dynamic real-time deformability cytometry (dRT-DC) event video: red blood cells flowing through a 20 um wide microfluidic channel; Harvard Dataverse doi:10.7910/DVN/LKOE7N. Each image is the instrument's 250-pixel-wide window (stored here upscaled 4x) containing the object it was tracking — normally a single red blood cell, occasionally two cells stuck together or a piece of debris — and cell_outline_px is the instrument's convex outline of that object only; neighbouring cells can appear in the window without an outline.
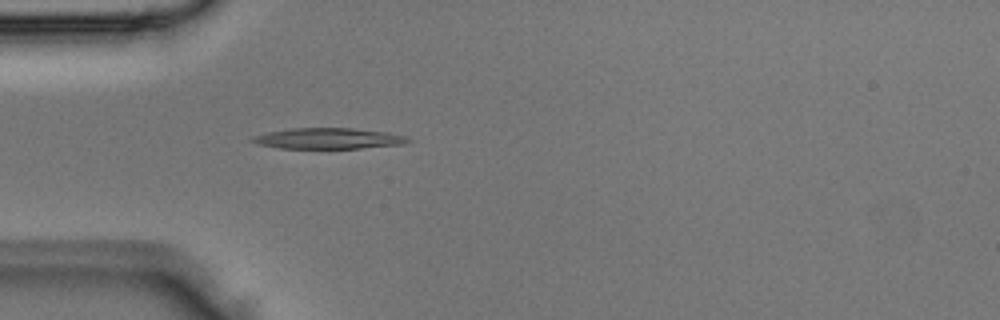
{"species": "Egyptian fruit bat (a non-hibernating species)", "species_latin": "Rousettus aegyptiacus", "temperature_condition": "room temperature", "stored_images_in_passage": 3, "camera_frame_rate_fps": 3000, "um_per_image_px": 0.085, "animal": {"sex": "male"}, "frame": {"image": 1, "passage_image": 3, "time_ms": 0.667, "image_size_px": [1000, 320], "cell_outline_px": [[412, 140], [404, 144], [360, 148], [280, 148], [256, 144], [248, 140], [252, 136], [268, 132], [292, 128], [352, 128], [388, 132], [404, 136]], "centroid_in_image_um": [27.87, 11.77], "position_along_channel_um": 57.1, "area_um2": 18.9}}